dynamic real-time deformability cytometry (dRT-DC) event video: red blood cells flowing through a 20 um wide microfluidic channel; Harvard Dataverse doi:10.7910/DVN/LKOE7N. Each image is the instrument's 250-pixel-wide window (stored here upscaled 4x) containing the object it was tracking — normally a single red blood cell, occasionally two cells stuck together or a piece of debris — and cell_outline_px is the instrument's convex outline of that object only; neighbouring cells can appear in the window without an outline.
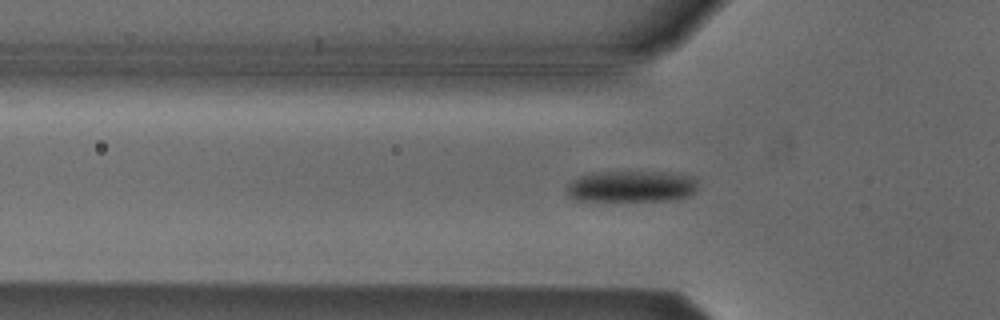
{"species": "Egyptian fruit bat (a non-hibernating species)", "species_latin": "Rousettus aegyptiacus", "temperature_condition": "cold", "stored_images_in_passage": 41, "camera_frame_rate_fps": 3000, "um_per_image_px": 0.085, "animal": {"sex": "male"}, "frame": {"image": 1, "passage_image": 4, "time_ms": 1.0, "image_size_px": [1000, 320], "cell_outline_px": [[696, 192], [688, 196], [668, 200], [576, 200], [568, 196], [568, 184], [572, 180], [580, 176], [592, 172], [664, 172], [692, 176], [696, 180]], "centroid_in_image_um": [53.67, 15.83], "position_along_channel_um": 72.1, "area_um2": 23.76}}
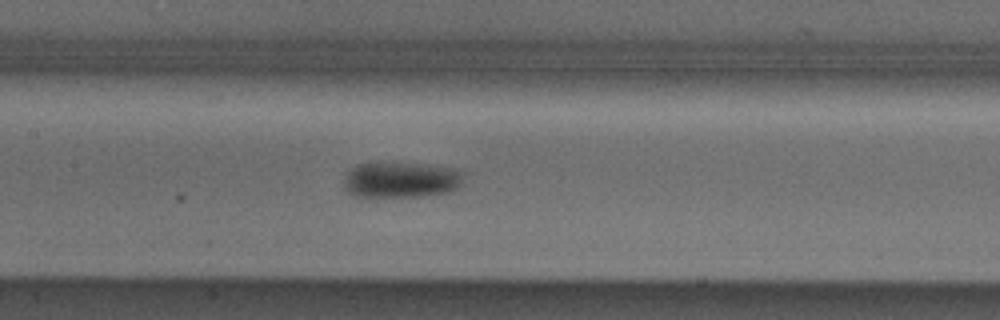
{"frame": {"image": 2, "passage_image": 12, "time_ms": 3.667, "image_size_px": [1000, 320], "cell_outline_px": [[464, 172], [460, 184], [452, 192], [416, 196], [352, 196], [344, 188], [344, 176], [356, 164], [368, 160], [424, 164], [456, 168]], "centroid_in_image_um": [34.04, 15.24], "position_along_channel_um": 173.4, "area_um2": 25.66}}
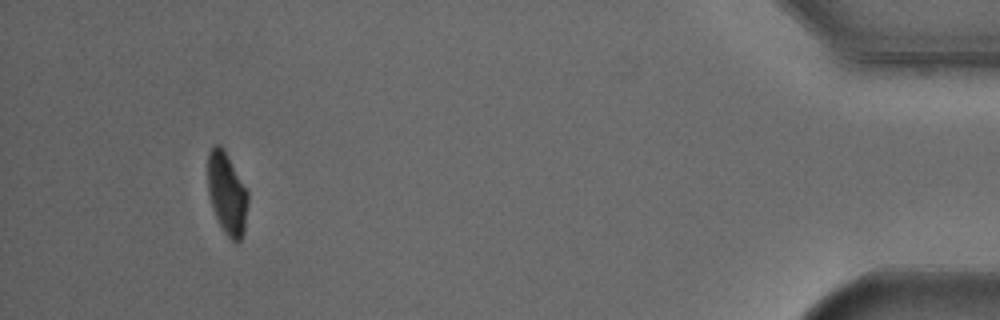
{"frame": {"image": 3, "passage_image": 37, "time_ms": 12.0, "image_size_px": [1000, 320], "cell_outline_px": [[248, 204], [244, 232], [240, 240], [232, 240], [224, 232], [212, 208], [208, 192], [208, 152], [216, 144], [220, 144], [224, 148], [248, 192]], "centroid_in_image_um": [19.29, 16.42], "position_along_channel_um": 415.9, "area_um2": 19.07}, "authors_computed_cell_mechanics": {"area_um2": 23.409, "velocity_mm_per_s": 3.7817, "shape_relaxation_time_tau1_ms": 1.8463, "shape_relaxation_time_tau2_ms": null, "deformation_change_tau1": 0.1014, "deformation_change_tau2": null}}